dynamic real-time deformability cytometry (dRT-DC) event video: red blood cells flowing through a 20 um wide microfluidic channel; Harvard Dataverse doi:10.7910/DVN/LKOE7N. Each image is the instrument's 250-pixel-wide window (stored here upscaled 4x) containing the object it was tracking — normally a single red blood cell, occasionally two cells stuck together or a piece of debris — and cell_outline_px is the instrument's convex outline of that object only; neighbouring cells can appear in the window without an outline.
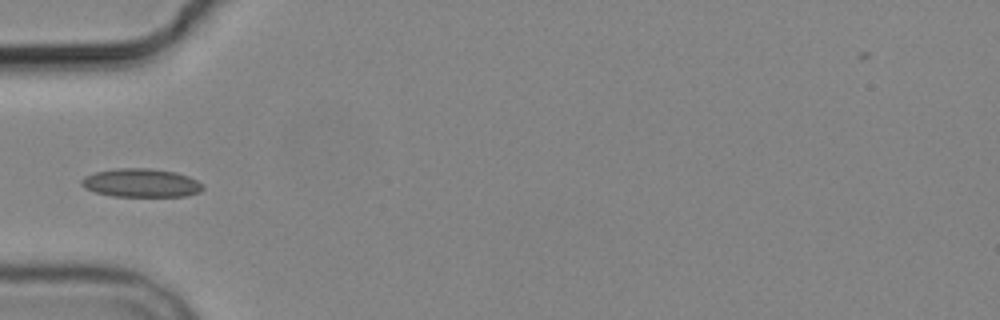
{"species": "common noctule bat (a hibernating species)", "species_latin": "Nyctalus noctula", "temperature_condition": "cold", "stored_images_in_passage": 7, "camera_frame_rate_fps": 3000, "um_per_image_px": 0.085, "animal": {"sex": "male", "body_mass_g": 19.2, "forearm_length_mm": 51.8}, "frame": {"image": 1, "passage_image": 4, "time_ms": 3.667, "image_size_px": [1000, 320], "cell_outline_px": [[204, 188], [200, 192], [184, 196], [112, 196], [96, 192], [84, 188], [80, 184], [80, 180], [84, 176], [96, 172], [116, 168], [152, 168], [176, 172], [188, 176], [204, 184]], "centroid_in_image_um": [11.99, 15.54], "position_along_channel_um": 73.0, "area_um2": 20.29}}
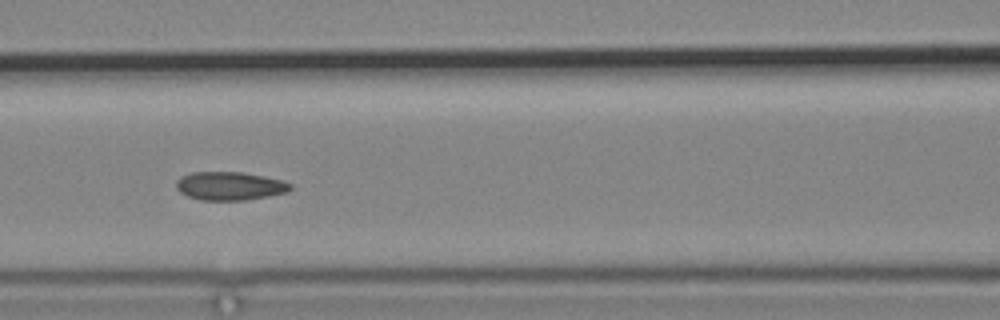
{"frame": {"image": 2, "passage_image": 6, "time_ms": 5.667, "image_size_px": [1000, 320], "cell_outline_px": [[292, 188], [288, 192], [268, 196], [244, 200], [200, 200], [188, 196], [180, 192], [176, 188], [176, 180], [180, 176], [192, 172], [244, 172], [264, 176], [280, 180], [292, 184]], "centroid_in_image_um": [19.51, 15.8], "position_along_channel_um": 147.1, "area_um2": 18.96}}
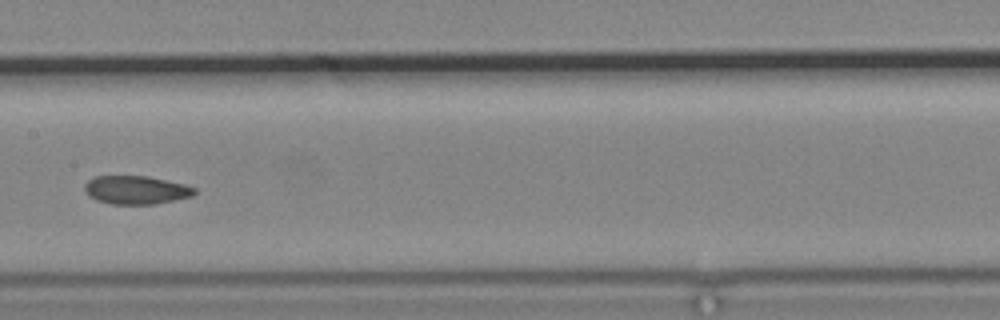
{"frame": {"image": 3, "passage_image": 7, "time_ms": 7.0, "image_size_px": [1000, 320], "cell_outline_px": [[196, 192], [192, 196], [156, 204], [112, 204], [96, 200], [88, 196], [84, 192], [84, 184], [88, 180], [96, 176], [148, 176], [184, 184], [196, 188]], "centroid_in_image_um": [11.54, 16.15], "position_along_channel_um": 195.9, "area_um2": 18.26}}